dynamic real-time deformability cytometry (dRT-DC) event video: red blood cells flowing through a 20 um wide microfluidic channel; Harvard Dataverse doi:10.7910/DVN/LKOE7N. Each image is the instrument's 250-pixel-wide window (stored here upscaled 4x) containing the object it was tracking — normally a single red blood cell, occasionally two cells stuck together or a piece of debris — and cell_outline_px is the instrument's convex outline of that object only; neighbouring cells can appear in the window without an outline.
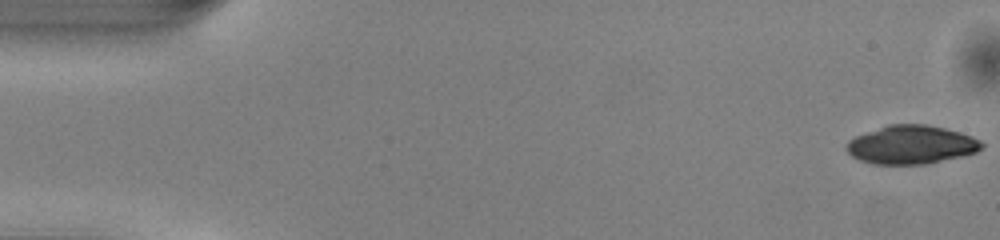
{"species": "common noctule bat (a hibernating species)", "species_latin": "Nyctalus noctula", "temperature_condition": "warm", "stored_images_in_passage": 50, "camera_frame_rate_fps": 3000, "um_per_image_px": 0.085, "animal": {"sex": "male", "body_mass_g": 13.0, "forearm_length_mm": 53.1}, "frame": {"image": 1, "passage_image": 1, "time_ms": 0.0, "image_size_px": [1000, 240], "cell_outline_px": [[984, 144], [976, 152], [960, 156], [924, 164], [872, 164], [860, 160], [852, 156], [844, 148], [848, 140], [856, 136], [888, 124], [924, 124], [944, 128], [960, 132], [972, 136], [980, 140]], "centroid_in_image_um": [77.42, 12.3], "position_along_channel_um": 7.6, "area_um2": 30.17}}